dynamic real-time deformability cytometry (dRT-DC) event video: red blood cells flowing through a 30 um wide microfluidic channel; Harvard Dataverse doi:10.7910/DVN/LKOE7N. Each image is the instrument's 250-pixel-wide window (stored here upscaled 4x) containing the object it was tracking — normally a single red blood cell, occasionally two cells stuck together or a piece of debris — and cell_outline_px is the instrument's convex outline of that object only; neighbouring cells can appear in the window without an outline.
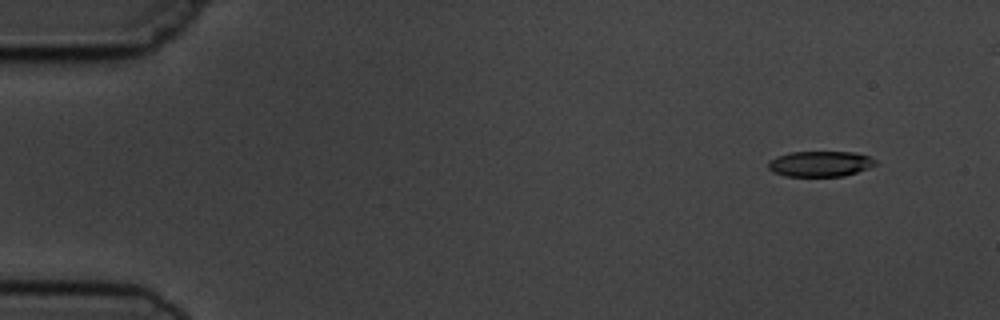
{"species": "common noctule bat (a hibernating species)", "species_latin": "Nyctalus noctula", "temperature_condition": "cold", "stored_images_in_passage": 6, "camera_frame_rate_fps": 3000, "um_per_image_px": 0.085, "animal": {"sex": "male", "body_mass_g": 19.5, "forearm_length_mm": 54.6}, "frame": {"image": 1, "passage_image": 1, "time_ms": 0.0, "image_size_px": [1000, 320], "cell_outline_px": [[876, 164], [868, 168], [844, 176], [784, 176], [772, 172], [768, 168], [768, 160], [776, 156], [788, 152], [852, 152], [868, 156], [876, 160]], "centroid_in_image_um": [69.65, 13.92], "position_along_channel_um": 15.3, "area_um2": 16.01}}
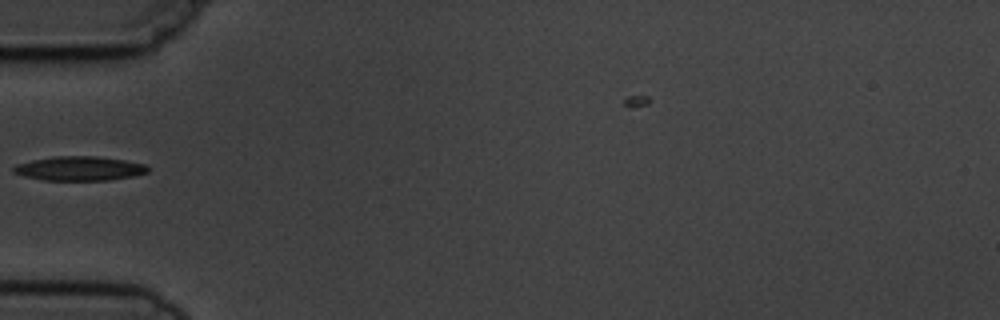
{"frame": {"image": 2, "passage_image": 5, "time_ms": 4.667, "image_size_px": [1000, 320], "cell_outline_px": [[148, 172], [136, 176], [108, 180], [44, 180], [24, 176], [12, 172], [12, 168], [16, 164], [32, 160], [56, 156], [96, 156], [124, 160], [148, 164]], "centroid_in_image_um": [6.77, 14.32], "position_along_channel_um": 78.2, "area_um2": 19.07}}
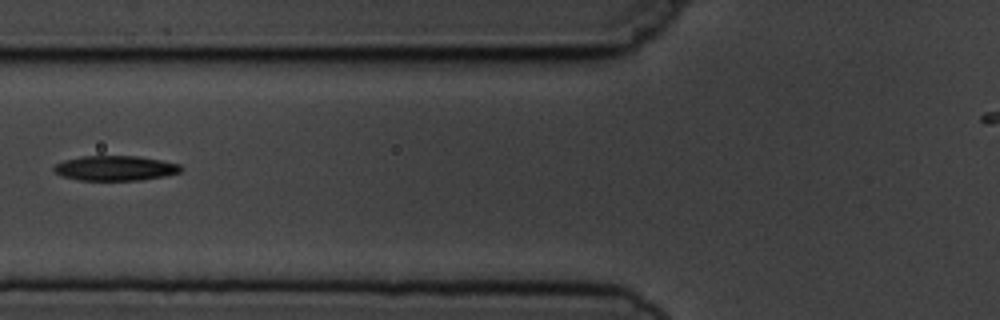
{"frame": {"image": 3, "passage_image": 6, "time_ms": 5.667, "image_size_px": [1000, 320], "cell_outline_px": [[184, 168], [180, 172], [164, 176], [140, 180], [80, 180], [60, 176], [52, 168], [56, 164], [64, 160], [80, 156], [140, 156], [180, 164]], "centroid_in_image_um": [9.8, 14.29], "position_along_channel_um": 116.0, "area_um2": 18.5}}